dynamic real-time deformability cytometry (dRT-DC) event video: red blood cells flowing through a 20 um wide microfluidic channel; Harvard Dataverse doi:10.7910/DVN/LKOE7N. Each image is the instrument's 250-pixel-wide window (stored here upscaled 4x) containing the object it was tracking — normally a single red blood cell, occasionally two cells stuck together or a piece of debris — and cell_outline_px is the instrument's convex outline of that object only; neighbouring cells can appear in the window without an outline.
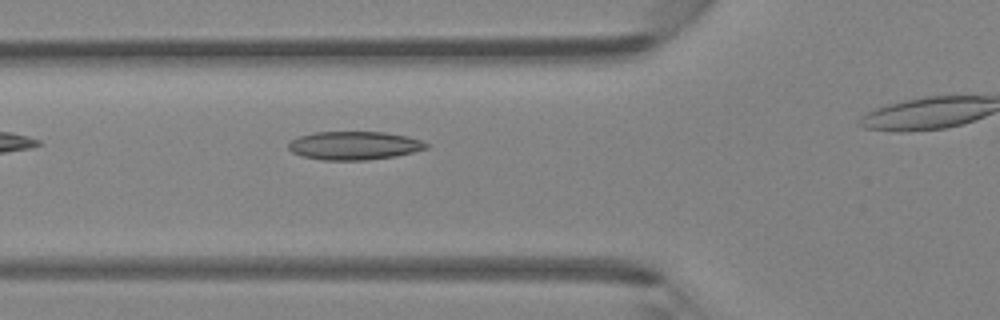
{"species": "Egyptian fruit bat (a non-hibernating species)", "species_latin": "Rousettus aegyptiacus", "temperature_condition": "room temperature", "stored_images_in_passage": 25, "camera_frame_rate_fps": 3000, "um_per_image_px": 0.085, "animal": {"sex": "female"}, "frame": {"image": 1, "passage_image": 4, "time_ms": 1.0, "image_size_px": [1000, 320], "cell_outline_px": [[432, 144], [428, 148], [396, 156], [368, 160], [324, 160], [300, 156], [292, 152], [288, 148], [288, 144], [292, 140], [300, 136], [316, 132], [384, 132], [408, 136]], "centroid_in_image_um": [30.14, 12.37], "position_along_channel_um": 95.7, "area_um2": 22.89}}
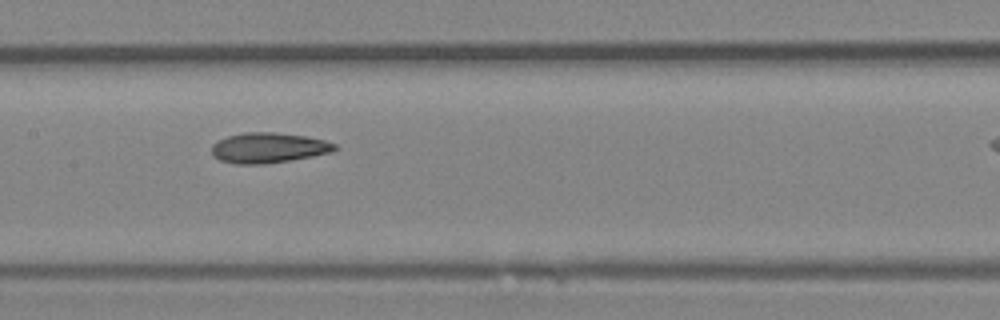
{"frame": {"image": 2, "passage_image": 10, "time_ms": 3.0, "image_size_px": [1000, 320], "cell_outline_px": [[340, 148], [332, 152], [312, 156], [264, 164], [236, 164], [220, 160], [212, 156], [212, 144], [216, 140], [228, 136], [244, 132], [272, 132], [304, 136], [324, 140], [336, 144]], "centroid_in_image_um": [22.8, 12.56], "position_along_channel_um": 184.6, "area_um2": 21.73}}
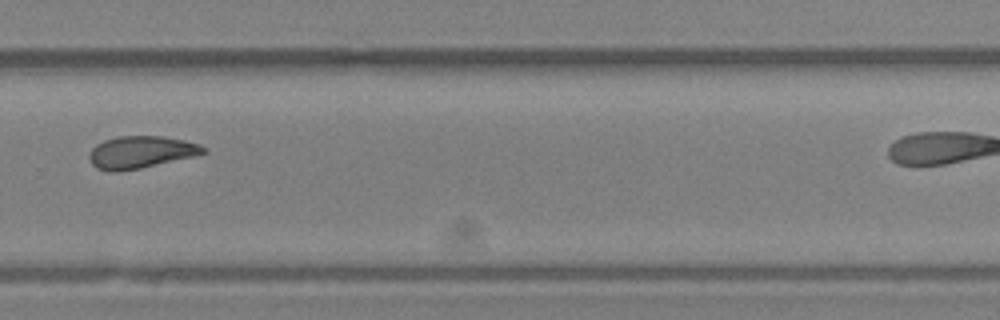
{"frame": {"image": 3, "passage_image": 19, "time_ms": 6.0, "image_size_px": [1000, 320], "cell_outline_px": [[208, 152], [192, 156], [140, 168], [116, 172], [108, 172], [96, 168], [92, 164], [88, 156], [92, 148], [96, 144], [104, 140], [116, 136], [160, 136], [184, 140], [200, 144], [208, 148]], "centroid_in_image_um": [11.95, 12.93], "position_along_channel_um": 317.9, "area_um2": 21.44}}